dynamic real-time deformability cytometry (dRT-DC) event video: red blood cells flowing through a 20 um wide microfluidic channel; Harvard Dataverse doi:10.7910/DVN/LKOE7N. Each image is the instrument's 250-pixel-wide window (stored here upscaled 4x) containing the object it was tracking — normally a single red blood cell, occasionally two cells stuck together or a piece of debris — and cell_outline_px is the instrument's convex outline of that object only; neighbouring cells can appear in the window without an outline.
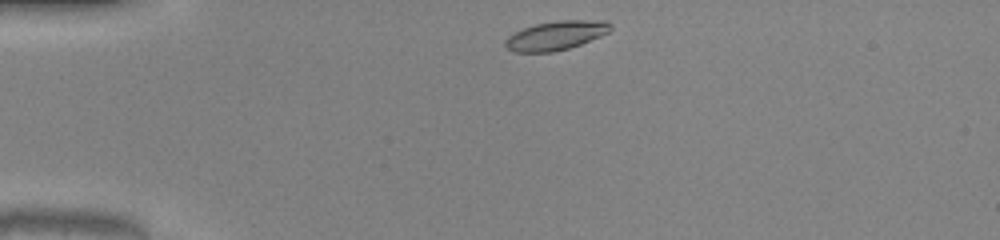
{"species": "common noctule bat (a hibernating species)", "species_latin": "Nyctalus noctula", "temperature_condition": "warm", "stored_images_in_passage": 33, "camera_frame_rate_fps": 3000, "um_per_image_px": 0.085, "animal": {"sex": "male", "body_mass_g": 20.0, "forearm_length_mm": 53.3}, "frame": {"image": 1, "passage_image": 1, "time_ms": 0.0, "image_size_px": [1000, 240], "cell_outline_px": [[612, 28], [608, 32], [600, 36], [580, 44], [568, 48], [552, 52], [512, 52], [504, 44], [504, 40], [508, 36], [524, 28], [536, 24], [556, 20], [608, 20], [612, 24]], "centroid_in_image_um": [47.27, 3.0], "position_along_channel_um": 37.7, "area_um2": 17.8}}
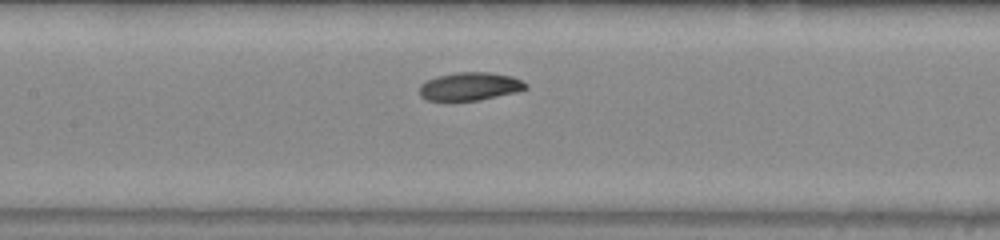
{"frame": {"image": 2, "passage_image": 14, "time_ms": 4.333, "image_size_px": [1000, 240], "cell_outline_px": [[528, 88], [516, 92], [480, 100], [428, 100], [420, 96], [420, 84], [436, 76], [456, 72], [492, 72], [512, 76], [528, 84]], "centroid_in_image_um": [39.96, 7.33], "position_along_channel_um": 167.4, "area_um2": 17.4}}
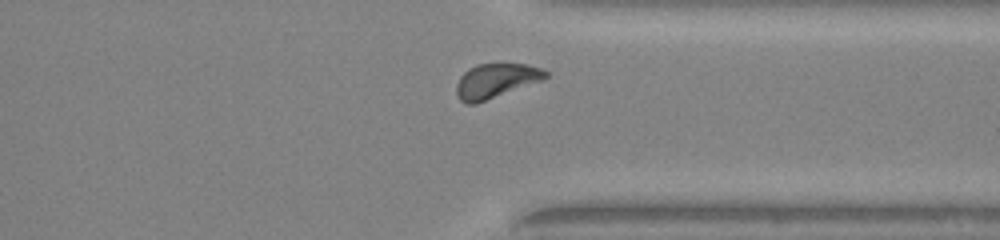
{"frame": {"image": 3, "passage_image": 29, "time_ms": 9.333, "image_size_px": [1000, 240], "cell_outline_px": [[548, 76], [544, 80], [476, 104], [464, 104], [456, 96], [456, 84], [460, 76], [468, 68], [476, 64], [528, 64], [540, 68], [548, 72]], "centroid_in_image_um": [42.13, 6.88], "position_along_channel_um": 369.3, "area_um2": 18.15}, "authors_computed_cell_mechanics": {"area_um2": 17.8602, "velocity_mm_per_s": 4.031, "shape_relaxation_time_tau1_ms": 3.6334, "shape_relaxation_time_tau2_ms": 3.9184, "deformation_change_tau1": 0.1152, "deformation_change_tau2": 0.0933}}